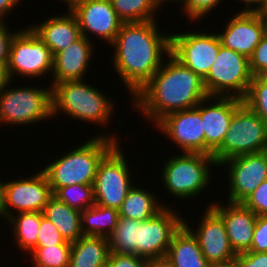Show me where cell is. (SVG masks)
Wrapping results in <instances>:
<instances>
[{
  "mask_svg": "<svg viewBox=\"0 0 267 267\" xmlns=\"http://www.w3.org/2000/svg\"><path fill=\"white\" fill-rule=\"evenodd\" d=\"M52 196L50 184L42 170L25 179L5 181V219L8 220L13 213L43 212Z\"/></svg>",
  "mask_w": 267,
  "mask_h": 267,
  "instance_id": "obj_14",
  "label": "cell"
},
{
  "mask_svg": "<svg viewBox=\"0 0 267 267\" xmlns=\"http://www.w3.org/2000/svg\"><path fill=\"white\" fill-rule=\"evenodd\" d=\"M242 204L257 216L267 215V179Z\"/></svg>",
  "mask_w": 267,
  "mask_h": 267,
  "instance_id": "obj_37",
  "label": "cell"
},
{
  "mask_svg": "<svg viewBox=\"0 0 267 267\" xmlns=\"http://www.w3.org/2000/svg\"><path fill=\"white\" fill-rule=\"evenodd\" d=\"M8 72L13 77H46L53 68V55L47 45L30 27L18 30L13 36L7 63Z\"/></svg>",
  "mask_w": 267,
  "mask_h": 267,
  "instance_id": "obj_10",
  "label": "cell"
},
{
  "mask_svg": "<svg viewBox=\"0 0 267 267\" xmlns=\"http://www.w3.org/2000/svg\"><path fill=\"white\" fill-rule=\"evenodd\" d=\"M19 87L0 92V124L29 125L52 117L51 87Z\"/></svg>",
  "mask_w": 267,
  "mask_h": 267,
  "instance_id": "obj_7",
  "label": "cell"
},
{
  "mask_svg": "<svg viewBox=\"0 0 267 267\" xmlns=\"http://www.w3.org/2000/svg\"><path fill=\"white\" fill-rule=\"evenodd\" d=\"M247 252H267V215L257 216L251 248Z\"/></svg>",
  "mask_w": 267,
  "mask_h": 267,
  "instance_id": "obj_39",
  "label": "cell"
},
{
  "mask_svg": "<svg viewBox=\"0 0 267 267\" xmlns=\"http://www.w3.org/2000/svg\"><path fill=\"white\" fill-rule=\"evenodd\" d=\"M62 1H64L67 4L68 10H71L76 4H78L82 0H62Z\"/></svg>",
  "mask_w": 267,
  "mask_h": 267,
  "instance_id": "obj_48",
  "label": "cell"
},
{
  "mask_svg": "<svg viewBox=\"0 0 267 267\" xmlns=\"http://www.w3.org/2000/svg\"><path fill=\"white\" fill-rule=\"evenodd\" d=\"M156 127L184 153L205 154V134L200 111L195 107L171 112L161 118Z\"/></svg>",
  "mask_w": 267,
  "mask_h": 267,
  "instance_id": "obj_15",
  "label": "cell"
},
{
  "mask_svg": "<svg viewBox=\"0 0 267 267\" xmlns=\"http://www.w3.org/2000/svg\"><path fill=\"white\" fill-rule=\"evenodd\" d=\"M117 143L119 141L116 134H99L46 165L42 171L47 177L52 193L64 186L93 185L99 162Z\"/></svg>",
  "mask_w": 267,
  "mask_h": 267,
  "instance_id": "obj_3",
  "label": "cell"
},
{
  "mask_svg": "<svg viewBox=\"0 0 267 267\" xmlns=\"http://www.w3.org/2000/svg\"><path fill=\"white\" fill-rule=\"evenodd\" d=\"M165 258L175 267H211L196 237L184 224L174 233Z\"/></svg>",
  "mask_w": 267,
  "mask_h": 267,
  "instance_id": "obj_23",
  "label": "cell"
},
{
  "mask_svg": "<svg viewBox=\"0 0 267 267\" xmlns=\"http://www.w3.org/2000/svg\"><path fill=\"white\" fill-rule=\"evenodd\" d=\"M30 28L47 45L52 55L66 49L81 36L77 18L71 10L66 14L51 16Z\"/></svg>",
  "mask_w": 267,
  "mask_h": 267,
  "instance_id": "obj_22",
  "label": "cell"
},
{
  "mask_svg": "<svg viewBox=\"0 0 267 267\" xmlns=\"http://www.w3.org/2000/svg\"><path fill=\"white\" fill-rule=\"evenodd\" d=\"M237 258L241 267H267V252H244Z\"/></svg>",
  "mask_w": 267,
  "mask_h": 267,
  "instance_id": "obj_41",
  "label": "cell"
},
{
  "mask_svg": "<svg viewBox=\"0 0 267 267\" xmlns=\"http://www.w3.org/2000/svg\"><path fill=\"white\" fill-rule=\"evenodd\" d=\"M119 211L94 204L81 211V230L83 235L108 238L116 228Z\"/></svg>",
  "mask_w": 267,
  "mask_h": 267,
  "instance_id": "obj_27",
  "label": "cell"
},
{
  "mask_svg": "<svg viewBox=\"0 0 267 267\" xmlns=\"http://www.w3.org/2000/svg\"><path fill=\"white\" fill-rule=\"evenodd\" d=\"M253 76H267V31L249 58Z\"/></svg>",
  "mask_w": 267,
  "mask_h": 267,
  "instance_id": "obj_36",
  "label": "cell"
},
{
  "mask_svg": "<svg viewBox=\"0 0 267 267\" xmlns=\"http://www.w3.org/2000/svg\"><path fill=\"white\" fill-rule=\"evenodd\" d=\"M66 240L61 236L55 225L45 216L41 218L37 243L35 247L61 245Z\"/></svg>",
  "mask_w": 267,
  "mask_h": 267,
  "instance_id": "obj_34",
  "label": "cell"
},
{
  "mask_svg": "<svg viewBox=\"0 0 267 267\" xmlns=\"http://www.w3.org/2000/svg\"><path fill=\"white\" fill-rule=\"evenodd\" d=\"M110 46L115 71L133 98L170 53V35L160 33L156 20L124 22Z\"/></svg>",
  "mask_w": 267,
  "mask_h": 267,
  "instance_id": "obj_1",
  "label": "cell"
},
{
  "mask_svg": "<svg viewBox=\"0 0 267 267\" xmlns=\"http://www.w3.org/2000/svg\"><path fill=\"white\" fill-rule=\"evenodd\" d=\"M241 2L245 4L244 10L241 12H263L267 9V0H241ZM253 5L254 7H252Z\"/></svg>",
  "mask_w": 267,
  "mask_h": 267,
  "instance_id": "obj_42",
  "label": "cell"
},
{
  "mask_svg": "<svg viewBox=\"0 0 267 267\" xmlns=\"http://www.w3.org/2000/svg\"><path fill=\"white\" fill-rule=\"evenodd\" d=\"M6 22H0V64H7L9 60L10 44L15 32L8 29ZM7 26V27H6ZM9 31V32H8Z\"/></svg>",
  "mask_w": 267,
  "mask_h": 267,
  "instance_id": "obj_40",
  "label": "cell"
},
{
  "mask_svg": "<svg viewBox=\"0 0 267 267\" xmlns=\"http://www.w3.org/2000/svg\"><path fill=\"white\" fill-rule=\"evenodd\" d=\"M123 22L157 20L155 11L160 7L154 0H110Z\"/></svg>",
  "mask_w": 267,
  "mask_h": 267,
  "instance_id": "obj_30",
  "label": "cell"
},
{
  "mask_svg": "<svg viewBox=\"0 0 267 267\" xmlns=\"http://www.w3.org/2000/svg\"><path fill=\"white\" fill-rule=\"evenodd\" d=\"M148 267H175L166 258L149 260Z\"/></svg>",
  "mask_w": 267,
  "mask_h": 267,
  "instance_id": "obj_46",
  "label": "cell"
},
{
  "mask_svg": "<svg viewBox=\"0 0 267 267\" xmlns=\"http://www.w3.org/2000/svg\"><path fill=\"white\" fill-rule=\"evenodd\" d=\"M71 243L34 247L28 254L32 257L33 267H69Z\"/></svg>",
  "mask_w": 267,
  "mask_h": 267,
  "instance_id": "obj_31",
  "label": "cell"
},
{
  "mask_svg": "<svg viewBox=\"0 0 267 267\" xmlns=\"http://www.w3.org/2000/svg\"><path fill=\"white\" fill-rule=\"evenodd\" d=\"M21 0H0V22H5V15L10 14V11L19 4Z\"/></svg>",
  "mask_w": 267,
  "mask_h": 267,
  "instance_id": "obj_43",
  "label": "cell"
},
{
  "mask_svg": "<svg viewBox=\"0 0 267 267\" xmlns=\"http://www.w3.org/2000/svg\"><path fill=\"white\" fill-rule=\"evenodd\" d=\"M222 0H178L179 3H183V10L185 15L187 14L190 20H200L205 17L207 13H210L215 6L219 5ZM210 11V12H209Z\"/></svg>",
  "mask_w": 267,
  "mask_h": 267,
  "instance_id": "obj_35",
  "label": "cell"
},
{
  "mask_svg": "<svg viewBox=\"0 0 267 267\" xmlns=\"http://www.w3.org/2000/svg\"><path fill=\"white\" fill-rule=\"evenodd\" d=\"M204 215L196 230L183 224L194 234L206 260L212 265L226 262L237 257L232 249L222 218L207 205Z\"/></svg>",
  "mask_w": 267,
  "mask_h": 267,
  "instance_id": "obj_19",
  "label": "cell"
},
{
  "mask_svg": "<svg viewBox=\"0 0 267 267\" xmlns=\"http://www.w3.org/2000/svg\"><path fill=\"white\" fill-rule=\"evenodd\" d=\"M11 81L7 64H0V92L9 84L11 85Z\"/></svg>",
  "mask_w": 267,
  "mask_h": 267,
  "instance_id": "obj_44",
  "label": "cell"
},
{
  "mask_svg": "<svg viewBox=\"0 0 267 267\" xmlns=\"http://www.w3.org/2000/svg\"><path fill=\"white\" fill-rule=\"evenodd\" d=\"M71 11L77 18L82 36L91 40L89 37L94 33L110 45L124 23L113 9L110 0H82Z\"/></svg>",
  "mask_w": 267,
  "mask_h": 267,
  "instance_id": "obj_16",
  "label": "cell"
},
{
  "mask_svg": "<svg viewBox=\"0 0 267 267\" xmlns=\"http://www.w3.org/2000/svg\"><path fill=\"white\" fill-rule=\"evenodd\" d=\"M5 217V181L0 180V217Z\"/></svg>",
  "mask_w": 267,
  "mask_h": 267,
  "instance_id": "obj_45",
  "label": "cell"
},
{
  "mask_svg": "<svg viewBox=\"0 0 267 267\" xmlns=\"http://www.w3.org/2000/svg\"><path fill=\"white\" fill-rule=\"evenodd\" d=\"M43 215L50 220L61 236L72 243L83 236L81 230V211L68 206L52 196L44 207Z\"/></svg>",
  "mask_w": 267,
  "mask_h": 267,
  "instance_id": "obj_25",
  "label": "cell"
},
{
  "mask_svg": "<svg viewBox=\"0 0 267 267\" xmlns=\"http://www.w3.org/2000/svg\"><path fill=\"white\" fill-rule=\"evenodd\" d=\"M267 31L262 12H238L227 22L225 30L218 33L221 45L247 57L262 40Z\"/></svg>",
  "mask_w": 267,
  "mask_h": 267,
  "instance_id": "obj_18",
  "label": "cell"
},
{
  "mask_svg": "<svg viewBox=\"0 0 267 267\" xmlns=\"http://www.w3.org/2000/svg\"><path fill=\"white\" fill-rule=\"evenodd\" d=\"M211 267H241V264L237 257L226 262H220L212 264Z\"/></svg>",
  "mask_w": 267,
  "mask_h": 267,
  "instance_id": "obj_47",
  "label": "cell"
},
{
  "mask_svg": "<svg viewBox=\"0 0 267 267\" xmlns=\"http://www.w3.org/2000/svg\"><path fill=\"white\" fill-rule=\"evenodd\" d=\"M176 155H172L163 166V185L177 199L197 197L196 195L205 188L207 190L212 178L210 169L213 165L217 167V164L210 155L199 153Z\"/></svg>",
  "mask_w": 267,
  "mask_h": 267,
  "instance_id": "obj_5",
  "label": "cell"
},
{
  "mask_svg": "<svg viewBox=\"0 0 267 267\" xmlns=\"http://www.w3.org/2000/svg\"><path fill=\"white\" fill-rule=\"evenodd\" d=\"M252 78L249 59L221 45L203 84L209 97L243 99L248 92Z\"/></svg>",
  "mask_w": 267,
  "mask_h": 267,
  "instance_id": "obj_8",
  "label": "cell"
},
{
  "mask_svg": "<svg viewBox=\"0 0 267 267\" xmlns=\"http://www.w3.org/2000/svg\"><path fill=\"white\" fill-rule=\"evenodd\" d=\"M243 103L267 124V76H253Z\"/></svg>",
  "mask_w": 267,
  "mask_h": 267,
  "instance_id": "obj_33",
  "label": "cell"
},
{
  "mask_svg": "<svg viewBox=\"0 0 267 267\" xmlns=\"http://www.w3.org/2000/svg\"><path fill=\"white\" fill-rule=\"evenodd\" d=\"M166 59L132 99V105L154 124L171 112L195 108L209 97L203 79L170 53Z\"/></svg>",
  "mask_w": 267,
  "mask_h": 267,
  "instance_id": "obj_2",
  "label": "cell"
},
{
  "mask_svg": "<svg viewBox=\"0 0 267 267\" xmlns=\"http://www.w3.org/2000/svg\"><path fill=\"white\" fill-rule=\"evenodd\" d=\"M220 46L219 36L214 32L186 31L170 34V54L203 80L208 75Z\"/></svg>",
  "mask_w": 267,
  "mask_h": 267,
  "instance_id": "obj_11",
  "label": "cell"
},
{
  "mask_svg": "<svg viewBox=\"0 0 267 267\" xmlns=\"http://www.w3.org/2000/svg\"><path fill=\"white\" fill-rule=\"evenodd\" d=\"M155 194L147 189L134 186L128 192L119 211V216L144 222L154 217L165 205L159 202Z\"/></svg>",
  "mask_w": 267,
  "mask_h": 267,
  "instance_id": "obj_26",
  "label": "cell"
},
{
  "mask_svg": "<svg viewBox=\"0 0 267 267\" xmlns=\"http://www.w3.org/2000/svg\"><path fill=\"white\" fill-rule=\"evenodd\" d=\"M109 253L108 238L83 235L71 243L69 267H106Z\"/></svg>",
  "mask_w": 267,
  "mask_h": 267,
  "instance_id": "obj_24",
  "label": "cell"
},
{
  "mask_svg": "<svg viewBox=\"0 0 267 267\" xmlns=\"http://www.w3.org/2000/svg\"><path fill=\"white\" fill-rule=\"evenodd\" d=\"M262 14L264 15V18H265V21H266V26H267V9L264 10V11L262 12Z\"/></svg>",
  "mask_w": 267,
  "mask_h": 267,
  "instance_id": "obj_50",
  "label": "cell"
},
{
  "mask_svg": "<svg viewBox=\"0 0 267 267\" xmlns=\"http://www.w3.org/2000/svg\"><path fill=\"white\" fill-rule=\"evenodd\" d=\"M208 101L214 102L207 106ZM242 104L243 100L236 97L216 96L207 97L196 106L201 114L205 134V155L212 156L221 146L229 130L233 114Z\"/></svg>",
  "mask_w": 267,
  "mask_h": 267,
  "instance_id": "obj_17",
  "label": "cell"
},
{
  "mask_svg": "<svg viewBox=\"0 0 267 267\" xmlns=\"http://www.w3.org/2000/svg\"><path fill=\"white\" fill-rule=\"evenodd\" d=\"M43 212H21L13 214L8 221L13 229L15 244L27 254L36 246Z\"/></svg>",
  "mask_w": 267,
  "mask_h": 267,
  "instance_id": "obj_28",
  "label": "cell"
},
{
  "mask_svg": "<svg viewBox=\"0 0 267 267\" xmlns=\"http://www.w3.org/2000/svg\"><path fill=\"white\" fill-rule=\"evenodd\" d=\"M228 175V202L242 203L267 179V151L244 154L226 159L218 166L226 167Z\"/></svg>",
  "mask_w": 267,
  "mask_h": 267,
  "instance_id": "obj_12",
  "label": "cell"
},
{
  "mask_svg": "<svg viewBox=\"0 0 267 267\" xmlns=\"http://www.w3.org/2000/svg\"><path fill=\"white\" fill-rule=\"evenodd\" d=\"M267 151V124L244 103L235 111L221 146L213 153L217 166L226 159Z\"/></svg>",
  "mask_w": 267,
  "mask_h": 267,
  "instance_id": "obj_6",
  "label": "cell"
},
{
  "mask_svg": "<svg viewBox=\"0 0 267 267\" xmlns=\"http://www.w3.org/2000/svg\"><path fill=\"white\" fill-rule=\"evenodd\" d=\"M84 81H63L51 87L52 116L56 117L62 111L73 120L106 126L111 114L115 113L113 103L103 91Z\"/></svg>",
  "mask_w": 267,
  "mask_h": 267,
  "instance_id": "obj_4",
  "label": "cell"
},
{
  "mask_svg": "<svg viewBox=\"0 0 267 267\" xmlns=\"http://www.w3.org/2000/svg\"><path fill=\"white\" fill-rule=\"evenodd\" d=\"M110 252L134 254L139 244V221L119 217L116 228L108 237Z\"/></svg>",
  "mask_w": 267,
  "mask_h": 267,
  "instance_id": "obj_29",
  "label": "cell"
},
{
  "mask_svg": "<svg viewBox=\"0 0 267 267\" xmlns=\"http://www.w3.org/2000/svg\"><path fill=\"white\" fill-rule=\"evenodd\" d=\"M119 144L99 162L93 183L95 204L116 210L133 187L129 164Z\"/></svg>",
  "mask_w": 267,
  "mask_h": 267,
  "instance_id": "obj_9",
  "label": "cell"
},
{
  "mask_svg": "<svg viewBox=\"0 0 267 267\" xmlns=\"http://www.w3.org/2000/svg\"><path fill=\"white\" fill-rule=\"evenodd\" d=\"M166 205L154 217L139 221L137 256L148 260L165 258L174 233L183 224L175 209Z\"/></svg>",
  "mask_w": 267,
  "mask_h": 267,
  "instance_id": "obj_13",
  "label": "cell"
},
{
  "mask_svg": "<svg viewBox=\"0 0 267 267\" xmlns=\"http://www.w3.org/2000/svg\"><path fill=\"white\" fill-rule=\"evenodd\" d=\"M209 203L210 207L222 218L230 245L236 254L250 250L257 215L242 203Z\"/></svg>",
  "mask_w": 267,
  "mask_h": 267,
  "instance_id": "obj_20",
  "label": "cell"
},
{
  "mask_svg": "<svg viewBox=\"0 0 267 267\" xmlns=\"http://www.w3.org/2000/svg\"><path fill=\"white\" fill-rule=\"evenodd\" d=\"M53 196L59 201L83 211L95 204L93 185L75 184L58 188Z\"/></svg>",
  "mask_w": 267,
  "mask_h": 267,
  "instance_id": "obj_32",
  "label": "cell"
},
{
  "mask_svg": "<svg viewBox=\"0 0 267 267\" xmlns=\"http://www.w3.org/2000/svg\"><path fill=\"white\" fill-rule=\"evenodd\" d=\"M91 43L81 35L66 49L53 55V79L50 87L63 81L84 79L94 50Z\"/></svg>",
  "mask_w": 267,
  "mask_h": 267,
  "instance_id": "obj_21",
  "label": "cell"
},
{
  "mask_svg": "<svg viewBox=\"0 0 267 267\" xmlns=\"http://www.w3.org/2000/svg\"><path fill=\"white\" fill-rule=\"evenodd\" d=\"M159 6H161L162 5V3L163 2H169V1H172L171 3H173V1H174V3L176 2H178V0H154Z\"/></svg>",
  "mask_w": 267,
  "mask_h": 267,
  "instance_id": "obj_49",
  "label": "cell"
},
{
  "mask_svg": "<svg viewBox=\"0 0 267 267\" xmlns=\"http://www.w3.org/2000/svg\"><path fill=\"white\" fill-rule=\"evenodd\" d=\"M149 260L134 254L110 252L106 267H148Z\"/></svg>",
  "mask_w": 267,
  "mask_h": 267,
  "instance_id": "obj_38",
  "label": "cell"
}]
</instances>
